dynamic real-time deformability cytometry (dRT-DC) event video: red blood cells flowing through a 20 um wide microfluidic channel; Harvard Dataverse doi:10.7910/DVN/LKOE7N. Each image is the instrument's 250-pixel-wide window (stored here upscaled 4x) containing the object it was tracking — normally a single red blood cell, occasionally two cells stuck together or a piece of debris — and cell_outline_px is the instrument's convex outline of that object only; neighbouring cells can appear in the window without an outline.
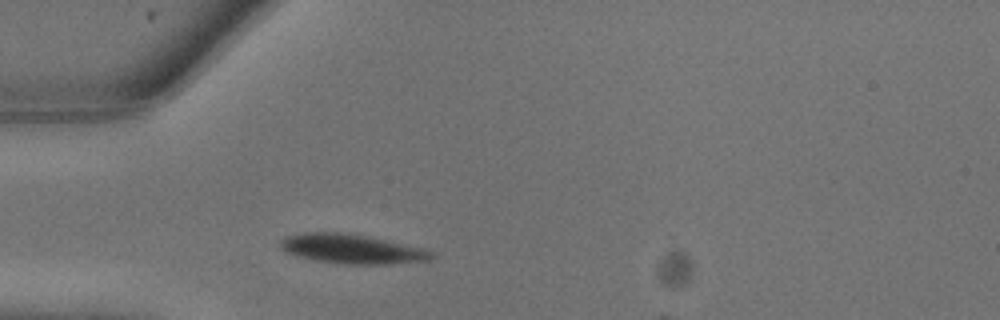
{"species": "common noctule bat (a hibernating species)", "species_latin": "Nyctalus noctula", "temperature_condition": "warm", "stored_images_in_passage": 4, "camera_frame_rate_fps": 3000, "um_per_image_px": 0.085, "animal": {"sex": "male", "body_mass_g": 13.3}, "frame": {"image": 1, "passage_image": 2, "time_ms": 0.333, "image_size_px": [1000, 320], "cell_outline_px": [[436, 256], [432, 260], [392, 264], [344, 264], [316, 260], [296, 256], [284, 252], [280, 248], [280, 240], [288, 236], [304, 232], [352, 232], [424, 248], [432, 252]], "centroid_in_image_um": [29.93, 21.15], "position_along_channel_um": 55.1, "area_um2": 26.36}}